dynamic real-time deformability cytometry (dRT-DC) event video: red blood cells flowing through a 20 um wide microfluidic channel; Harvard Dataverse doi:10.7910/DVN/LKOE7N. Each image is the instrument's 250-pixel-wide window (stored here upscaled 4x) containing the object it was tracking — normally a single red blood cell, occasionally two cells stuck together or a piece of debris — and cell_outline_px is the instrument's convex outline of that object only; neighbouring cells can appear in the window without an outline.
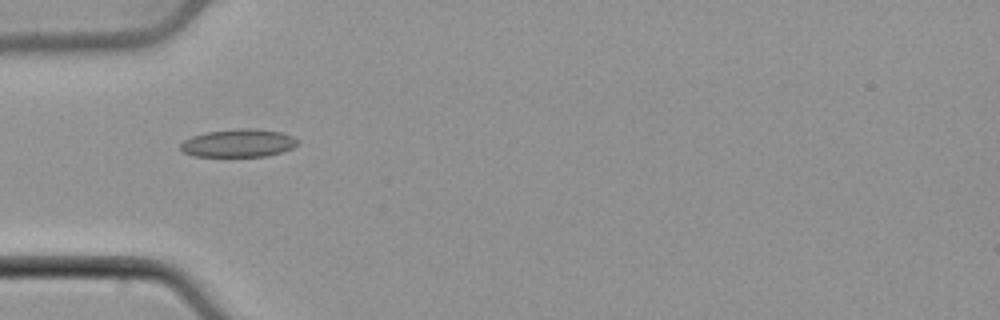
{"species": "common noctule bat (a hibernating species)", "species_latin": "Nyctalus noctula", "temperature_condition": "cold", "stored_images_in_passage": 28, "camera_frame_rate_fps": 3000, "um_per_image_px": 0.085, "animal": {"sex": "male", "body_mass_g": 21.5, "forearm_length_mm": 52.0}, "frame": {"image": 1, "passage_image": 1, "time_ms": 0.0, "image_size_px": [1000, 320], "cell_outline_px": [[296, 144], [292, 148], [268, 156], [196, 156], [184, 152], [180, 148], [180, 144], [184, 140], [192, 136], [208, 132], [240, 128], [256, 128], [280, 132], [292, 136], [296, 140]], "centroid_in_image_um": [20.25, 12.16], "position_along_channel_um": 64.7, "area_um2": 18.84}}
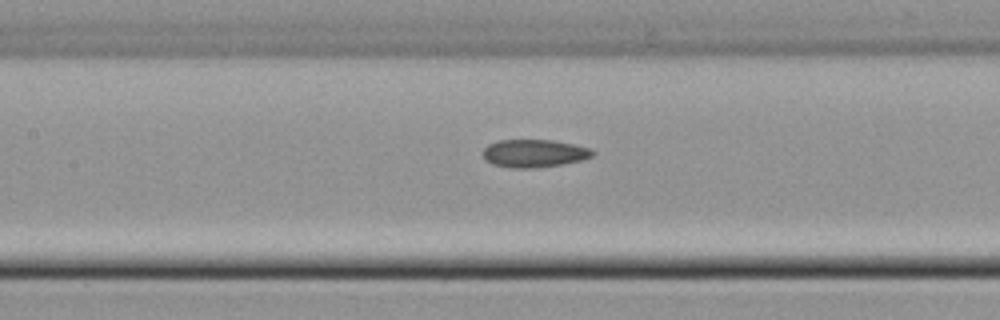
{"frame": {"image": 2, "passage_image": 8, "time_ms": 2.333, "image_size_px": [1000, 320], "cell_outline_px": [[596, 152], [592, 156], [584, 160], [564, 164], [536, 168], [512, 168], [492, 164], [484, 160], [484, 148], [488, 144], [496, 140], [552, 140], [592, 148]], "centroid_in_image_um": [45.42, 13.04], "position_along_channel_um": 162.0, "area_um2": 18.03}}
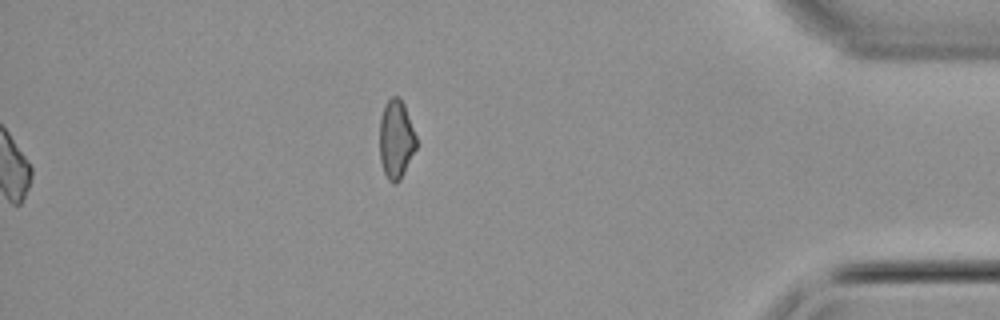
{"frame": {"image": 3, "passage_image": 28, "time_ms": 9.0, "image_size_px": [1000, 320], "cell_outline_px": [[416, 148], [400, 180], [396, 184], [392, 184], [388, 180], [384, 172], [380, 160], [380, 120], [384, 104], [392, 96], [400, 96], [404, 104], [416, 136]], "centroid_in_image_um": [33.66, 11.84], "position_along_channel_um": 401.5, "area_um2": 16.82}}